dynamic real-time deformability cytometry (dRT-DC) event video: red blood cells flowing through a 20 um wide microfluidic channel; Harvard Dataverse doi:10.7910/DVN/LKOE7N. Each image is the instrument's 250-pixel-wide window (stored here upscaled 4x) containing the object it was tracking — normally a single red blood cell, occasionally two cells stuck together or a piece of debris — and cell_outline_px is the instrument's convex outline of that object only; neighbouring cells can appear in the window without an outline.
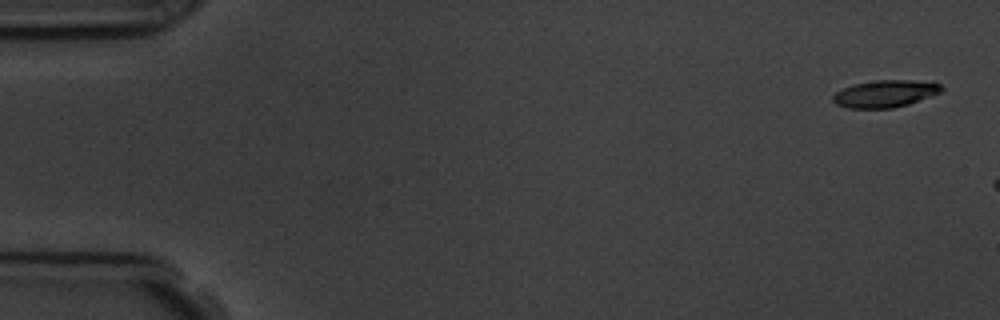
{"species": "common noctule bat (a hibernating species)", "species_latin": "Nyctalus noctula", "temperature_condition": "room temperature", "stored_images_in_passage": 4, "camera_frame_rate_fps": 3000, "um_per_image_px": 0.085, "animal": {"sex": "male", "body_mass_g": 19.5, "forearm_length_mm": 54.6}, "frame": {"image": 1, "passage_image": 1, "time_ms": 0.0, "image_size_px": [1000, 320], "cell_outline_px": [[944, 88], [940, 92], [908, 104], [892, 108], [848, 108], [836, 104], [832, 100], [832, 96], [836, 92], [852, 84], [876, 80], [932, 80], [940, 84]], "centroid_in_image_um": [75.25, 7.94], "position_along_channel_um": 9.7, "area_um2": 17.28}}